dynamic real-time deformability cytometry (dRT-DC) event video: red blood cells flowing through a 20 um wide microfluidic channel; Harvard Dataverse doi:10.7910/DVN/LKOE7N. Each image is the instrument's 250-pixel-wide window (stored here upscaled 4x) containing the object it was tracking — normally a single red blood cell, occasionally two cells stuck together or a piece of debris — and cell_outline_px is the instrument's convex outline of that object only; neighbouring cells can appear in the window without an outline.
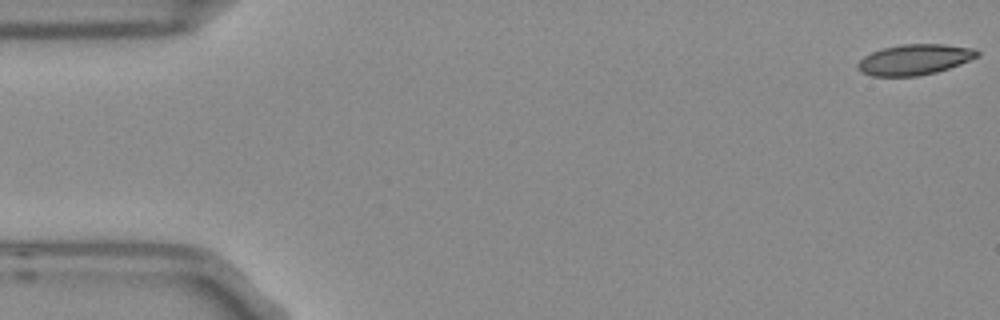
{"species": "Egyptian fruit bat (a non-hibernating species)", "species_latin": "Rousettus aegyptiacus", "temperature_condition": "room temperature", "stored_images_in_passage": 5, "camera_frame_rate_fps": 3000, "um_per_image_px": 0.085, "frame": {"image": 1, "passage_image": 1, "time_ms": 0.0, "image_size_px": [1000, 320], "cell_outline_px": [[980, 56], [960, 64], [936, 72], [916, 76], [872, 76], [856, 68], [856, 64], [864, 56], [872, 52], [884, 48], [904, 44], [944, 44], [976, 48], [980, 52]], "centroid_in_image_um": [77.77, 5.06], "position_along_channel_um": 7.2, "area_um2": 21.27}}
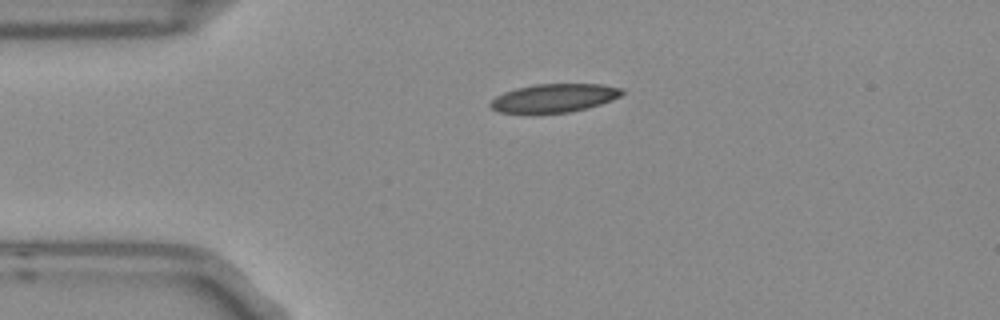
{"frame": {"image": 2, "passage_image": 4, "time_ms": 1.0, "image_size_px": [1000, 320], "cell_outline_px": [[624, 92], [620, 96], [612, 100], [588, 108], [568, 112], [532, 116], [500, 112], [492, 108], [488, 104], [496, 96], [504, 92], [516, 88], [536, 84], [604, 84], [624, 88]], "centroid_in_image_um": [47.07, 8.37], "position_along_channel_um": 37.9, "area_um2": 22.6}}